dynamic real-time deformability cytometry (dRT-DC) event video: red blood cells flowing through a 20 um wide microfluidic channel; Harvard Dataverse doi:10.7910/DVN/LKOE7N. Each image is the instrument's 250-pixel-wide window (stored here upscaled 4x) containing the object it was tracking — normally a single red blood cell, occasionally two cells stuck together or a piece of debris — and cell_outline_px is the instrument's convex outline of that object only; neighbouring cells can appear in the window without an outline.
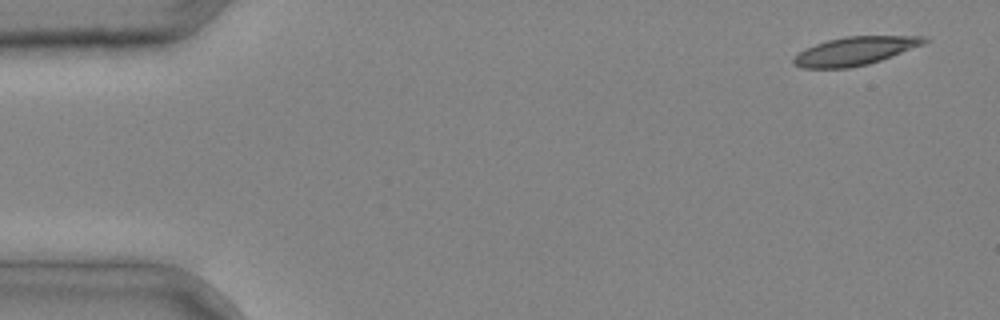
{"species": "common noctule bat (a hibernating species)", "species_latin": "Nyctalus noctula", "temperature_condition": "cold", "stored_images_in_passage": 3, "camera_frame_rate_fps": 3000, "um_per_image_px": 0.085, "animal": {"sex": "male", "body_mass_g": 20.4}, "frame": {"image": 1, "passage_image": 1, "time_ms": 0.0, "image_size_px": [1000, 320], "cell_outline_px": [[932, 40], [924, 44], [892, 56], [868, 64], [848, 68], [804, 68], [792, 64], [792, 60], [804, 48], [828, 40], [844, 36], [924, 36]], "centroid_in_image_um": [72.69, 4.33], "position_along_channel_um": 12.3, "area_um2": 21.56}}